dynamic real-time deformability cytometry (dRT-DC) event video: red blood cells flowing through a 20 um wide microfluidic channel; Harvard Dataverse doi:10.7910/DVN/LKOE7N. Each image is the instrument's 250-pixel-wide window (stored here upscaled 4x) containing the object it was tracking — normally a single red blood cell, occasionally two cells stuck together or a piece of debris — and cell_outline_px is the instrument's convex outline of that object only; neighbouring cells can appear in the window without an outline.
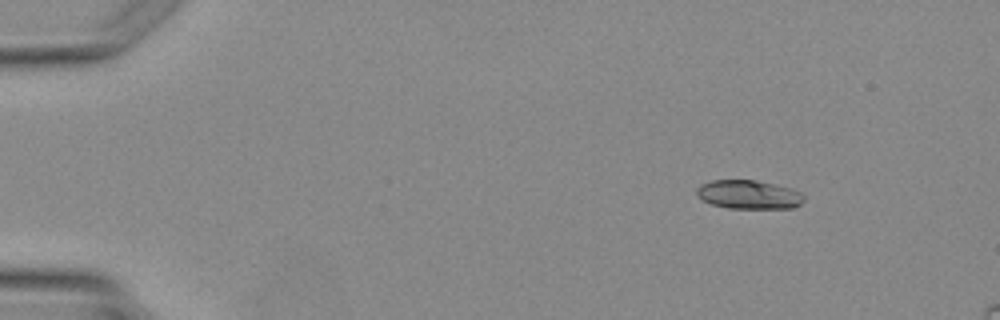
{"species": "Egyptian fruit bat (a non-hibernating species)", "species_latin": "Rousettus aegyptiacus", "temperature_condition": "warm", "stored_images_in_passage": 2, "segment_of_instrument_passage": [2, 2], "camera_frame_rate_fps": 3000, "um_per_image_px": 0.085, "animal": {"sex": "female"}, "frame": {"image": 1, "passage_image": 2, "time_ms": 2.333, "image_size_px": [1000, 320], "cell_outline_px": [[804, 200], [800, 204], [792, 208], [728, 208], [712, 204], [700, 200], [696, 196], [696, 188], [700, 184], [712, 180], [756, 180], [792, 188], [800, 192], [804, 196]], "centroid_in_image_um": [63.61, 16.53], "position_along_channel_um": 21.4, "area_um2": 18.15}}